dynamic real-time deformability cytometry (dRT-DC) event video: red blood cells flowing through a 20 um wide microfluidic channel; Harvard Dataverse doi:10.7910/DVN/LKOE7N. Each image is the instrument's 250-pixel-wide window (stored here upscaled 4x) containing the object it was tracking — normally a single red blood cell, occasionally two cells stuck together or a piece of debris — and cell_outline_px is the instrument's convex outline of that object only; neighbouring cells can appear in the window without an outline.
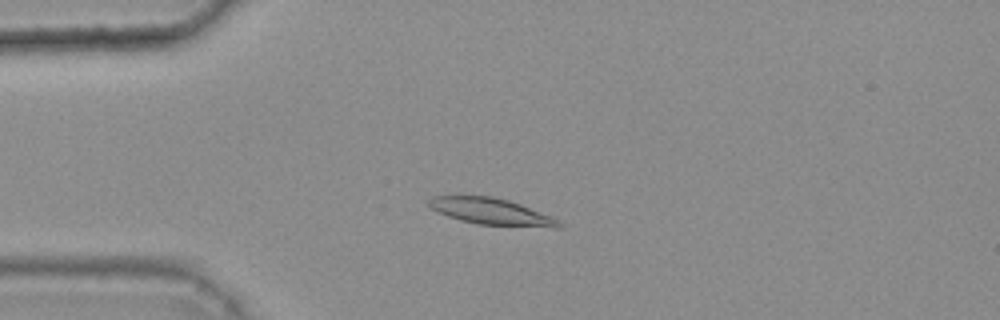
{"species": "common noctule bat (a hibernating species)", "species_latin": "Nyctalus noctula", "temperature_condition": "warm", "stored_images_in_passage": 45, "camera_frame_rate_fps": 3000, "um_per_image_px": 0.085, "animal": {"sex": "female", "body_mass_g": 25.1}, "frame": {"image": 1, "passage_image": 13, "time_ms": 4.0, "image_size_px": [1000, 320], "cell_outline_px": [[564, 224], [560, 228], [556, 228], [476, 224], [460, 220], [448, 216], [432, 208], [428, 204], [428, 200], [432, 196], [492, 196], [508, 200], [520, 204], [552, 216], [560, 220]], "centroid_in_image_um": [41.83, 17.99], "position_along_channel_um": 43.2, "area_um2": 20.11}}
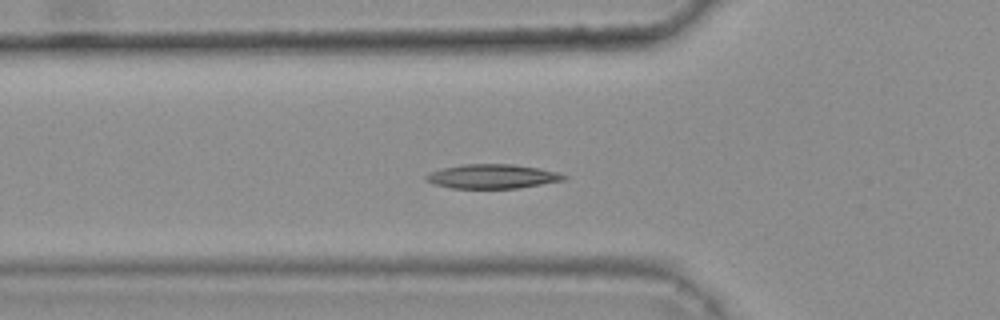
{"frame": {"image": 2, "passage_image": 18, "time_ms": 5.667, "image_size_px": [1000, 320], "cell_outline_px": [[568, 176], [564, 180], [516, 188], [452, 188], [436, 184], [424, 180], [424, 176], [432, 172], [444, 168], [460, 164], [512, 164], [540, 168], [556, 172]], "centroid_in_image_um": [41.84, 14.98], "position_along_channel_um": 84.0, "area_um2": 19.25}}
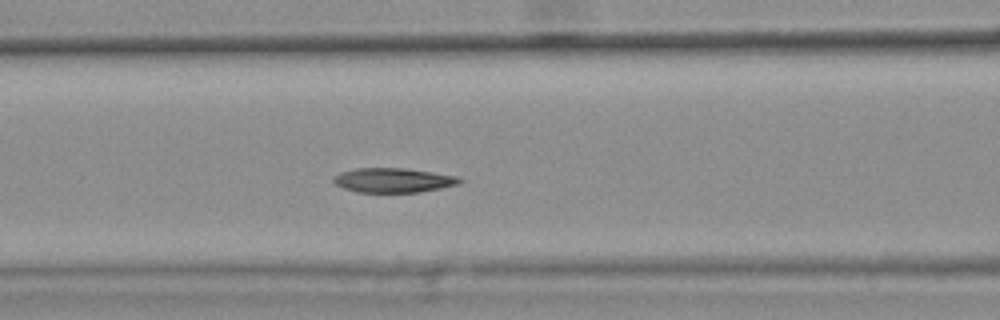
{"frame": {"image": 3, "passage_image": 22, "time_ms": 7.0, "image_size_px": [1000, 320], "cell_outline_px": [[464, 180], [460, 184], [420, 192], [356, 192], [344, 188], [336, 184], [332, 180], [332, 176], [340, 172], [356, 168], [404, 168], [432, 172], [456, 176]], "centroid_in_image_um": [33.41, 15.32], "position_along_channel_um": 133.2, "area_um2": 18.03}, "authors_computed_cell_mechanics": {"area_um2": 18.6116, "velocity_mm_per_s": 3.6695, "shape_relaxation_time_tau1_ms": 5.61, "shape_relaxation_time_tau2_ms": null, "deformation_change_tau1": 0.1417, "deformation_change_tau2": null}}